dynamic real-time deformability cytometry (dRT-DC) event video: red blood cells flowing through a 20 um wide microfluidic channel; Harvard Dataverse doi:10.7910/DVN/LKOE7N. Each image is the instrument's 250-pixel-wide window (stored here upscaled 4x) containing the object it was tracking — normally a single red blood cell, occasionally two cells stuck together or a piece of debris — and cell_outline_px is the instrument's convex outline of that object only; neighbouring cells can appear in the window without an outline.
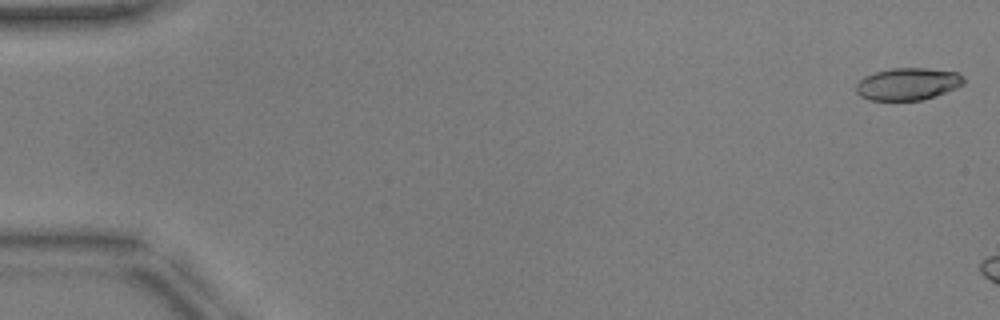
{"species": "common noctule bat (a hibernating species)", "species_latin": "Nyctalus noctula", "temperature_condition": "warm", "stored_images_in_passage": 8, "camera_frame_rate_fps": 3000, "um_per_image_px": 0.085, "animal": {"sex": "male", "body_mass_g": 17.9, "forearm_length_mm": 54.2}, "frame": {"image": 1, "passage_image": 1, "time_ms": 0.0, "image_size_px": [1000, 320], "cell_outline_px": [[964, 84], [956, 88], [920, 100], [872, 100], [860, 96], [856, 92], [856, 84], [864, 76], [876, 72], [892, 68], [928, 68], [956, 72], [964, 76]], "centroid_in_image_um": [77.15, 7.13], "position_along_channel_um": 7.8, "area_um2": 20.06}}